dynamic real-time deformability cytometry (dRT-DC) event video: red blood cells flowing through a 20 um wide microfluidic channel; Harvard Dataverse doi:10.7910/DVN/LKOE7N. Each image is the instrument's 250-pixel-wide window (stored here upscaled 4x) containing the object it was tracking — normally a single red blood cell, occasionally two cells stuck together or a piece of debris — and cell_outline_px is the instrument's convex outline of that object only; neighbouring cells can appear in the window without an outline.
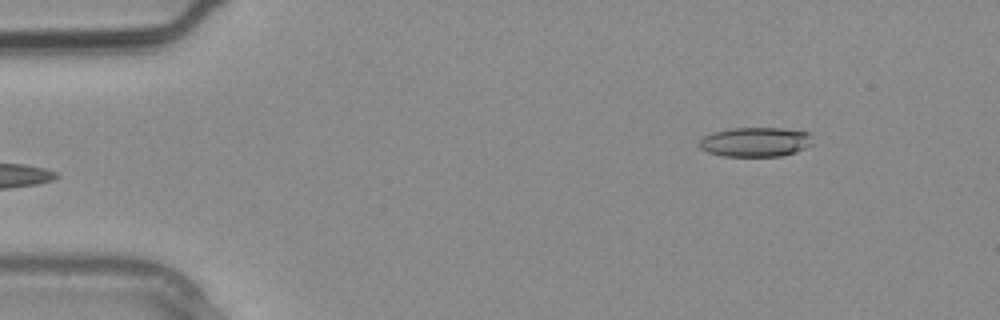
{"species": "common noctule bat (a hibernating species)", "species_latin": "Nyctalus noctula", "temperature_condition": "warm", "stored_images_in_passage": 3, "camera_frame_rate_fps": 3000, "um_per_image_px": 0.085, "animal": {"sex": "male", "body_mass_g": 20.4}, "frame": {"image": 1, "passage_image": 3, "time_ms": 0.667, "image_size_px": [1000, 320], "cell_outline_px": [[812, 144], [796, 152], [780, 156], [724, 156], [708, 152], [700, 148], [700, 140], [704, 136], [712, 132], [732, 128], [780, 128], [808, 132]], "centroid_in_image_um": [64.19, 12.07], "position_along_channel_um": 20.8, "area_um2": 19.31}}